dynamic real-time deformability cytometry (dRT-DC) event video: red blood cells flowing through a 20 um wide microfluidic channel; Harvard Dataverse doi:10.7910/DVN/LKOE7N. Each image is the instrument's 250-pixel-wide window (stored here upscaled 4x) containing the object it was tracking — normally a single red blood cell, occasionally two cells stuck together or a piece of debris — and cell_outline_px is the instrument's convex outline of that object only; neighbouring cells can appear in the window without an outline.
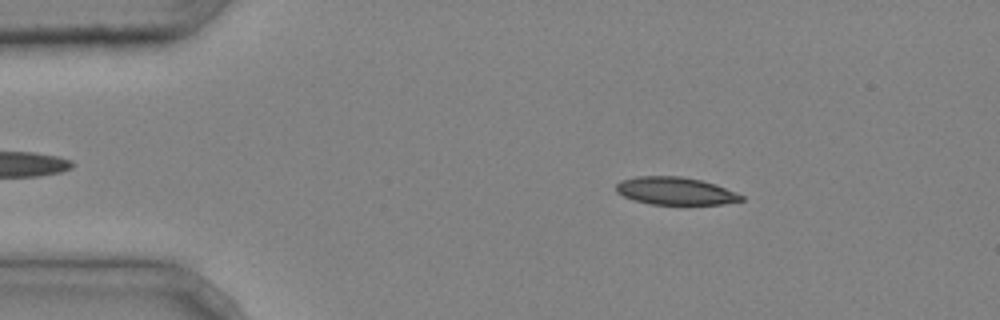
{"species": "common noctule bat (a hibernating species)", "species_latin": "Nyctalus noctula", "temperature_condition": "cold", "stored_images_in_passage": 5, "camera_frame_rate_fps": 3000, "um_per_image_px": 0.085, "animal": {"sex": "male", "body_mass_g": 20.4}, "frame": {"image": 1, "passage_image": 2, "time_ms": 0.333, "image_size_px": [1000, 320], "cell_outline_px": [[744, 200], [724, 204], [652, 204], [632, 200], [616, 192], [616, 184], [620, 180], [636, 176], [680, 176], [700, 180], [716, 184], [736, 192], [744, 196]], "centroid_in_image_um": [57.4, 16.23], "position_along_channel_um": 27.6, "area_um2": 20.23}}
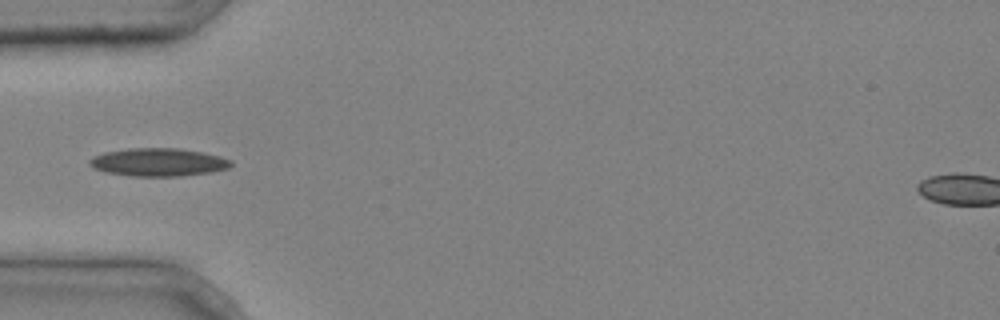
{"frame": {"image": 2, "passage_image": 4, "time_ms": 1.0, "image_size_px": [1000, 320], "cell_outline_px": [[232, 164], [228, 168], [212, 172], [180, 176], [132, 176], [104, 172], [92, 168], [88, 164], [88, 160], [92, 156], [104, 152], [128, 148], [180, 148], [204, 152], [220, 156], [232, 160]], "centroid_in_image_um": [13.43, 13.78], "position_along_channel_um": 71.6, "area_um2": 23.41}}